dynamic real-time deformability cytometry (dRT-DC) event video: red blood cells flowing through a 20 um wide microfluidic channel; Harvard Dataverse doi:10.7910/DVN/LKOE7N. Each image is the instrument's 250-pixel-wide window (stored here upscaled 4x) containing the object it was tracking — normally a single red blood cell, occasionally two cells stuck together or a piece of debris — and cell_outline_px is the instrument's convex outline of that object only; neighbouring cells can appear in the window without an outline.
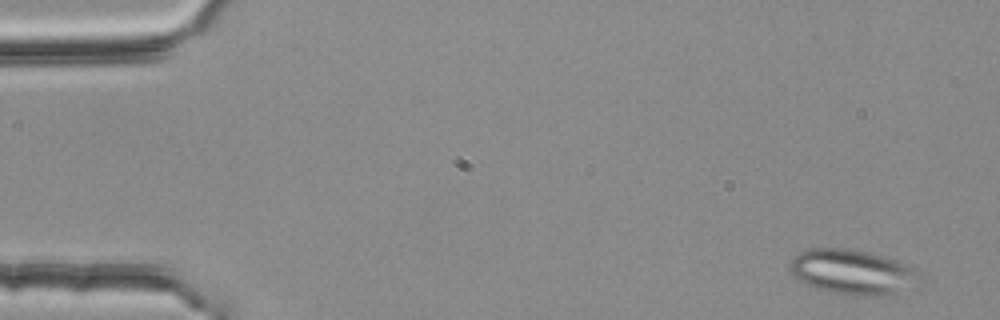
{"species": "common noctule bat (a hibernating species)", "species_latin": "Nyctalus noctula", "temperature_condition": "room temperature", "stored_images_in_passage": 49, "segment_of_instrument_passage": [1, 2], "camera_frame_rate_fps": 3000, "um_per_image_px": 0.085, "animal": {"sex": "female", "body_mass_g": 25.1}, "frame": {"image": 1, "passage_image": 3, "time_ms": 0.667, "image_size_px": [1000, 320], "cell_outline_px": [[924, 272], [920, 288], [896, 296], [856, 296], [828, 292], [816, 288], [800, 280], [792, 272], [792, 260], [800, 252], [812, 248], [848, 248], [868, 252], [884, 256]], "centroid_in_image_um": [72.68, 23.17], "position_along_channel_um": 12.3, "area_um2": 34.91}}
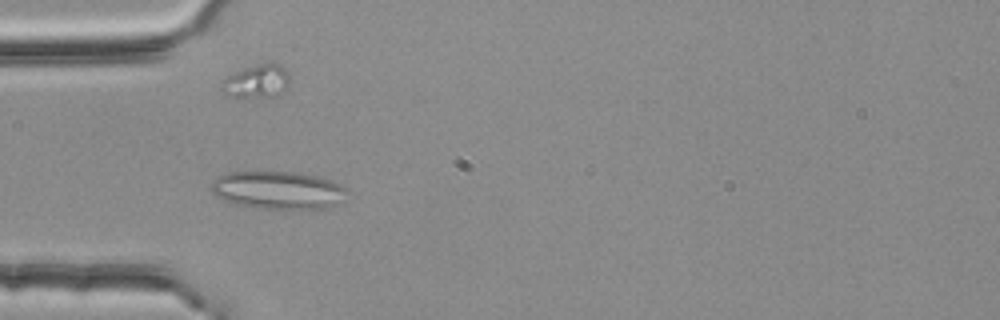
{"frame": {"image": 2, "passage_image": 17, "time_ms": 5.333, "image_size_px": [1000, 320], "cell_outline_px": [[348, 188], [344, 204], [328, 208], [300, 212], [256, 208], [236, 204], [224, 200], [216, 196], [212, 192], [212, 180], [228, 172], [296, 172], [316, 176], [332, 180]], "centroid_in_image_um": [23.75, 16.22], "position_along_channel_um": 61.2, "area_um2": 31.21}}